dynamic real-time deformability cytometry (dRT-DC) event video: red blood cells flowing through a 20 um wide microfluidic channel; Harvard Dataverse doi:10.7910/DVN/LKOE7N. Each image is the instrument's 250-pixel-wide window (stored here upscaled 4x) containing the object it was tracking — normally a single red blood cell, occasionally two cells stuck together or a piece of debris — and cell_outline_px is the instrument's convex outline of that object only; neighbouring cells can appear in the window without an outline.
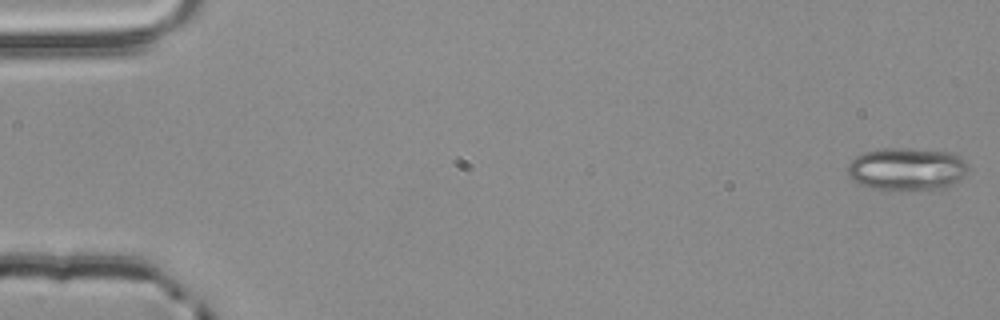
{"species": "common noctule bat (a hibernating species)", "species_latin": "Nyctalus noctula", "temperature_condition": "room temperature", "stored_images_in_passage": 5, "camera_frame_rate_fps": 3000, "um_per_image_px": 0.085, "animal": {"sex": "male", "body_mass_g": 20.4}, "frame": {"image": 1, "passage_image": 1, "time_ms": 0.0, "image_size_px": [1000, 320], "cell_outline_px": [[968, 168], [964, 176], [952, 184], [944, 188], [900, 192], [884, 192], [860, 184], [852, 180], [848, 176], [848, 164], [856, 156], [864, 152], [884, 148], [904, 148], [948, 152], [960, 156], [968, 164]], "centroid_in_image_um": [77.05, 14.41], "position_along_channel_um": 7.9, "area_um2": 30.69}}